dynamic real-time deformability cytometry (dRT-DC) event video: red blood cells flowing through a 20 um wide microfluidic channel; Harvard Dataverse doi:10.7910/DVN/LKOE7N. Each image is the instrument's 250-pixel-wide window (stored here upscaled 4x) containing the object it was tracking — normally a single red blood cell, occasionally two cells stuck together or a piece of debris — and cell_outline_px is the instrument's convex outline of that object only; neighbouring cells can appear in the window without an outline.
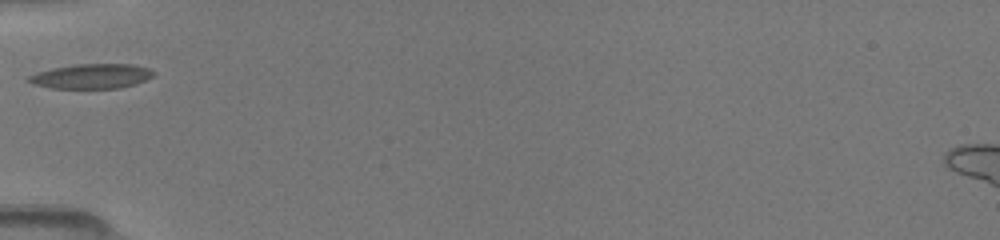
{"species": "common noctule bat (a hibernating species)", "species_latin": "Nyctalus noctula", "temperature_condition": "room temperature", "stored_images_in_passage": 25, "camera_frame_rate_fps": 3000, "um_per_image_px": 0.085, "animal": {"sex": "female", "body_mass_g": 19.5, "forearm_length_mm": 54.1}, "frame": {"image": 1, "passage_image": 1, "time_ms": 0.0, "image_size_px": [1000, 240], "cell_outline_px": [[156, 72], [152, 76], [144, 80], [120, 88], [52, 88], [32, 84], [24, 80], [28, 76], [52, 68], [76, 64], [132, 64], [148, 68]], "centroid_in_image_um": [7.74, 6.48], "position_along_channel_um": 77.3, "area_um2": 17.86}}